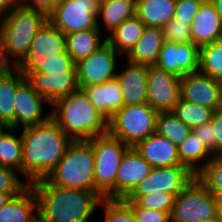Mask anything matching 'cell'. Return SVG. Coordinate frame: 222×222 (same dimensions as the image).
<instances>
[{"instance_id":"cell-1","label":"cell","mask_w":222,"mask_h":222,"mask_svg":"<svg viewBox=\"0 0 222 222\" xmlns=\"http://www.w3.org/2000/svg\"><path fill=\"white\" fill-rule=\"evenodd\" d=\"M22 129V176L31 184L52 172L73 140L52 118Z\"/></svg>"},{"instance_id":"cell-2","label":"cell","mask_w":222,"mask_h":222,"mask_svg":"<svg viewBox=\"0 0 222 222\" xmlns=\"http://www.w3.org/2000/svg\"><path fill=\"white\" fill-rule=\"evenodd\" d=\"M31 185L38 198L39 222H89L102 200L93 191L57 187L46 179Z\"/></svg>"},{"instance_id":"cell-3","label":"cell","mask_w":222,"mask_h":222,"mask_svg":"<svg viewBox=\"0 0 222 222\" xmlns=\"http://www.w3.org/2000/svg\"><path fill=\"white\" fill-rule=\"evenodd\" d=\"M51 108V118L73 141L90 140L108 133V121L80 88L55 100Z\"/></svg>"},{"instance_id":"cell-4","label":"cell","mask_w":222,"mask_h":222,"mask_svg":"<svg viewBox=\"0 0 222 222\" xmlns=\"http://www.w3.org/2000/svg\"><path fill=\"white\" fill-rule=\"evenodd\" d=\"M95 157L88 140L73 141L52 172L45 178L51 185L96 193Z\"/></svg>"},{"instance_id":"cell-5","label":"cell","mask_w":222,"mask_h":222,"mask_svg":"<svg viewBox=\"0 0 222 222\" xmlns=\"http://www.w3.org/2000/svg\"><path fill=\"white\" fill-rule=\"evenodd\" d=\"M47 20L43 12L21 4L0 19V36L16 64L28 53L34 37Z\"/></svg>"},{"instance_id":"cell-6","label":"cell","mask_w":222,"mask_h":222,"mask_svg":"<svg viewBox=\"0 0 222 222\" xmlns=\"http://www.w3.org/2000/svg\"><path fill=\"white\" fill-rule=\"evenodd\" d=\"M158 113L148 103L124 105L108 121V134L134 147L156 133Z\"/></svg>"},{"instance_id":"cell-7","label":"cell","mask_w":222,"mask_h":222,"mask_svg":"<svg viewBox=\"0 0 222 222\" xmlns=\"http://www.w3.org/2000/svg\"><path fill=\"white\" fill-rule=\"evenodd\" d=\"M88 141L95 157L96 194L102 199H116L117 171L123 155L130 147L108 133Z\"/></svg>"},{"instance_id":"cell-8","label":"cell","mask_w":222,"mask_h":222,"mask_svg":"<svg viewBox=\"0 0 222 222\" xmlns=\"http://www.w3.org/2000/svg\"><path fill=\"white\" fill-rule=\"evenodd\" d=\"M217 220L215 196L196 178L175 196L170 222H212Z\"/></svg>"},{"instance_id":"cell-9","label":"cell","mask_w":222,"mask_h":222,"mask_svg":"<svg viewBox=\"0 0 222 222\" xmlns=\"http://www.w3.org/2000/svg\"><path fill=\"white\" fill-rule=\"evenodd\" d=\"M95 0H59L48 20L64 35L98 28Z\"/></svg>"},{"instance_id":"cell-10","label":"cell","mask_w":222,"mask_h":222,"mask_svg":"<svg viewBox=\"0 0 222 222\" xmlns=\"http://www.w3.org/2000/svg\"><path fill=\"white\" fill-rule=\"evenodd\" d=\"M195 175L183 165L152 168L150 174L139 183L124 201H136L140 196L164 192L177 196Z\"/></svg>"},{"instance_id":"cell-11","label":"cell","mask_w":222,"mask_h":222,"mask_svg":"<svg viewBox=\"0 0 222 222\" xmlns=\"http://www.w3.org/2000/svg\"><path fill=\"white\" fill-rule=\"evenodd\" d=\"M65 51V35L47 20L34 37L28 53L17 64V69L24 77H27L35 72V61L58 58V55Z\"/></svg>"},{"instance_id":"cell-12","label":"cell","mask_w":222,"mask_h":222,"mask_svg":"<svg viewBox=\"0 0 222 222\" xmlns=\"http://www.w3.org/2000/svg\"><path fill=\"white\" fill-rule=\"evenodd\" d=\"M120 55L107 41L96 51L76 62L78 88L103 84L116 78V56Z\"/></svg>"},{"instance_id":"cell-13","label":"cell","mask_w":222,"mask_h":222,"mask_svg":"<svg viewBox=\"0 0 222 222\" xmlns=\"http://www.w3.org/2000/svg\"><path fill=\"white\" fill-rule=\"evenodd\" d=\"M147 103L158 112L172 111L181 98V77L148 65Z\"/></svg>"},{"instance_id":"cell-14","label":"cell","mask_w":222,"mask_h":222,"mask_svg":"<svg viewBox=\"0 0 222 222\" xmlns=\"http://www.w3.org/2000/svg\"><path fill=\"white\" fill-rule=\"evenodd\" d=\"M181 99L210 109L222 108V81L200 73L185 74L181 78Z\"/></svg>"},{"instance_id":"cell-15","label":"cell","mask_w":222,"mask_h":222,"mask_svg":"<svg viewBox=\"0 0 222 222\" xmlns=\"http://www.w3.org/2000/svg\"><path fill=\"white\" fill-rule=\"evenodd\" d=\"M155 66L181 78L195 73L199 69V48L193 43L165 41Z\"/></svg>"},{"instance_id":"cell-16","label":"cell","mask_w":222,"mask_h":222,"mask_svg":"<svg viewBox=\"0 0 222 222\" xmlns=\"http://www.w3.org/2000/svg\"><path fill=\"white\" fill-rule=\"evenodd\" d=\"M14 103L15 130L20 125L23 126L22 128L35 126L51 118V112L43 114V104H48L49 107L51 104L33 88L27 79L17 87Z\"/></svg>"},{"instance_id":"cell-17","label":"cell","mask_w":222,"mask_h":222,"mask_svg":"<svg viewBox=\"0 0 222 222\" xmlns=\"http://www.w3.org/2000/svg\"><path fill=\"white\" fill-rule=\"evenodd\" d=\"M152 166L130 147L122 157L116 178V199L127 198L151 172Z\"/></svg>"},{"instance_id":"cell-18","label":"cell","mask_w":222,"mask_h":222,"mask_svg":"<svg viewBox=\"0 0 222 222\" xmlns=\"http://www.w3.org/2000/svg\"><path fill=\"white\" fill-rule=\"evenodd\" d=\"M26 79L50 104L79 89L76 73L46 74L37 71L30 73Z\"/></svg>"},{"instance_id":"cell-19","label":"cell","mask_w":222,"mask_h":222,"mask_svg":"<svg viewBox=\"0 0 222 222\" xmlns=\"http://www.w3.org/2000/svg\"><path fill=\"white\" fill-rule=\"evenodd\" d=\"M126 62L125 68L117 71L116 75L124 105L147 103L148 65Z\"/></svg>"},{"instance_id":"cell-20","label":"cell","mask_w":222,"mask_h":222,"mask_svg":"<svg viewBox=\"0 0 222 222\" xmlns=\"http://www.w3.org/2000/svg\"><path fill=\"white\" fill-rule=\"evenodd\" d=\"M133 148L152 168L181 165L178 147L158 133L139 141Z\"/></svg>"},{"instance_id":"cell-21","label":"cell","mask_w":222,"mask_h":222,"mask_svg":"<svg viewBox=\"0 0 222 222\" xmlns=\"http://www.w3.org/2000/svg\"><path fill=\"white\" fill-rule=\"evenodd\" d=\"M191 36L192 43L198 48L222 38V19L210 0L203 1L200 5L199 11L191 23Z\"/></svg>"},{"instance_id":"cell-22","label":"cell","mask_w":222,"mask_h":222,"mask_svg":"<svg viewBox=\"0 0 222 222\" xmlns=\"http://www.w3.org/2000/svg\"><path fill=\"white\" fill-rule=\"evenodd\" d=\"M0 222H39L38 198L31 184L0 208Z\"/></svg>"},{"instance_id":"cell-23","label":"cell","mask_w":222,"mask_h":222,"mask_svg":"<svg viewBox=\"0 0 222 222\" xmlns=\"http://www.w3.org/2000/svg\"><path fill=\"white\" fill-rule=\"evenodd\" d=\"M80 89L84 91L92 105L107 121L124 106L123 94L117 78L103 84L84 86Z\"/></svg>"},{"instance_id":"cell-24","label":"cell","mask_w":222,"mask_h":222,"mask_svg":"<svg viewBox=\"0 0 222 222\" xmlns=\"http://www.w3.org/2000/svg\"><path fill=\"white\" fill-rule=\"evenodd\" d=\"M164 42L162 28L145 27L141 38L125 55V59H127L125 61L136 64L155 65Z\"/></svg>"},{"instance_id":"cell-25","label":"cell","mask_w":222,"mask_h":222,"mask_svg":"<svg viewBox=\"0 0 222 222\" xmlns=\"http://www.w3.org/2000/svg\"><path fill=\"white\" fill-rule=\"evenodd\" d=\"M177 0H136L135 15L146 27L162 28L174 18Z\"/></svg>"},{"instance_id":"cell-26","label":"cell","mask_w":222,"mask_h":222,"mask_svg":"<svg viewBox=\"0 0 222 222\" xmlns=\"http://www.w3.org/2000/svg\"><path fill=\"white\" fill-rule=\"evenodd\" d=\"M145 25L134 15L109 32L106 41L122 56H125L141 38Z\"/></svg>"},{"instance_id":"cell-27","label":"cell","mask_w":222,"mask_h":222,"mask_svg":"<svg viewBox=\"0 0 222 222\" xmlns=\"http://www.w3.org/2000/svg\"><path fill=\"white\" fill-rule=\"evenodd\" d=\"M101 36L99 28L68 33L65 35L66 51L74 62H78L88 57L106 42V39L102 40Z\"/></svg>"},{"instance_id":"cell-28","label":"cell","mask_w":222,"mask_h":222,"mask_svg":"<svg viewBox=\"0 0 222 222\" xmlns=\"http://www.w3.org/2000/svg\"><path fill=\"white\" fill-rule=\"evenodd\" d=\"M136 0H108L98 5L97 25L100 30L101 22L107 32H111L115 27L119 26L126 19L135 15Z\"/></svg>"},{"instance_id":"cell-29","label":"cell","mask_w":222,"mask_h":222,"mask_svg":"<svg viewBox=\"0 0 222 222\" xmlns=\"http://www.w3.org/2000/svg\"><path fill=\"white\" fill-rule=\"evenodd\" d=\"M25 79L17 68L0 76V121L9 123L14 130L16 89Z\"/></svg>"},{"instance_id":"cell-30","label":"cell","mask_w":222,"mask_h":222,"mask_svg":"<svg viewBox=\"0 0 222 222\" xmlns=\"http://www.w3.org/2000/svg\"><path fill=\"white\" fill-rule=\"evenodd\" d=\"M178 156L181 165L196 175L213 157L203 142L191 133L179 146Z\"/></svg>"},{"instance_id":"cell-31","label":"cell","mask_w":222,"mask_h":222,"mask_svg":"<svg viewBox=\"0 0 222 222\" xmlns=\"http://www.w3.org/2000/svg\"><path fill=\"white\" fill-rule=\"evenodd\" d=\"M156 133L178 147L192 133V128L180 121L171 111L159 112Z\"/></svg>"},{"instance_id":"cell-32","label":"cell","mask_w":222,"mask_h":222,"mask_svg":"<svg viewBox=\"0 0 222 222\" xmlns=\"http://www.w3.org/2000/svg\"><path fill=\"white\" fill-rule=\"evenodd\" d=\"M215 110L179 99L171 111L180 121L190 128L201 126L211 121Z\"/></svg>"},{"instance_id":"cell-33","label":"cell","mask_w":222,"mask_h":222,"mask_svg":"<svg viewBox=\"0 0 222 222\" xmlns=\"http://www.w3.org/2000/svg\"><path fill=\"white\" fill-rule=\"evenodd\" d=\"M198 71L222 81V39L199 48Z\"/></svg>"},{"instance_id":"cell-34","label":"cell","mask_w":222,"mask_h":222,"mask_svg":"<svg viewBox=\"0 0 222 222\" xmlns=\"http://www.w3.org/2000/svg\"><path fill=\"white\" fill-rule=\"evenodd\" d=\"M12 131L11 128L0 140V165L22 173V136H15Z\"/></svg>"},{"instance_id":"cell-35","label":"cell","mask_w":222,"mask_h":222,"mask_svg":"<svg viewBox=\"0 0 222 222\" xmlns=\"http://www.w3.org/2000/svg\"><path fill=\"white\" fill-rule=\"evenodd\" d=\"M195 177L214 196L222 195V155H213Z\"/></svg>"},{"instance_id":"cell-36","label":"cell","mask_w":222,"mask_h":222,"mask_svg":"<svg viewBox=\"0 0 222 222\" xmlns=\"http://www.w3.org/2000/svg\"><path fill=\"white\" fill-rule=\"evenodd\" d=\"M101 206L105 210L100 222H135L132 208L123 199L103 198L98 207Z\"/></svg>"},{"instance_id":"cell-37","label":"cell","mask_w":222,"mask_h":222,"mask_svg":"<svg viewBox=\"0 0 222 222\" xmlns=\"http://www.w3.org/2000/svg\"><path fill=\"white\" fill-rule=\"evenodd\" d=\"M76 62L65 51L58 55V58L49 61H35V72L46 74L53 73H76Z\"/></svg>"},{"instance_id":"cell-38","label":"cell","mask_w":222,"mask_h":222,"mask_svg":"<svg viewBox=\"0 0 222 222\" xmlns=\"http://www.w3.org/2000/svg\"><path fill=\"white\" fill-rule=\"evenodd\" d=\"M174 200L175 195L164 192H156L140 196L134 202L140 207L171 213Z\"/></svg>"},{"instance_id":"cell-39","label":"cell","mask_w":222,"mask_h":222,"mask_svg":"<svg viewBox=\"0 0 222 222\" xmlns=\"http://www.w3.org/2000/svg\"><path fill=\"white\" fill-rule=\"evenodd\" d=\"M164 40L177 43H192L191 25L173 18L162 27Z\"/></svg>"},{"instance_id":"cell-40","label":"cell","mask_w":222,"mask_h":222,"mask_svg":"<svg viewBox=\"0 0 222 222\" xmlns=\"http://www.w3.org/2000/svg\"><path fill=\"white\" fill-rule=\"evenodd\" d=\"M133 210L135 222H170V213L138 206L134 201H125Z\"/></svg>"},{"instance_id":"cell-41","label":"cell","mask_w":222,"mask_h":222,"mask_svg":"<svg viewBox=\"0 0 222 222\" xmlns=\"http://www.w3.org/2000/svg\"><path fill=\"white\" fill-rule=\"evenodd\" d=\"M27 185L18 178L15 170L0 165V192H20Z\"/></svg>"},{"instance_id":"cell-42","label":"cell","mask_w":222,"mask_h":222,"mask_svg":"<svg viewBox=\"0 0 222 222\" xmlns=\"http://www.w3.org/2000/svg\"><path fill=\"white\" fill-rule=\"evenodd\" d=\"M203 0H177L174 18L191 25Z\"/></svg>"},{"instance_id":"cell-43","label":"cell","mask_w":222,"mask_h":222,"mask_svg":"<svg viewBox=\"0 0 222 222\" xmlns=\"http://www.w3.org/2000/svg\"><path fill=\"white\" fill-rule=\"evenodd\" d=\"M211 124L212 129V154L222 155V108L216 109L213 113Z\"/></svg>"},{"instance_id":"cell-44","label":"cell","mask_w":222,"mask_h":222,"mask_svg":"<svg viewBox=\"0 0 222 222\" xmlns=\"http://www.w3.org/2000/svg\"><path fill=\"white\" fill-rule=\"evenodd\" d=\"M58 1L59 0H20V4L49 16L55 10Z\"/></svg>"},{"instance_id":"cell-45","label":"cell","mask_w":222,"mask_h":222,"mask_svg":"<svg viewBox=\"0 0 222 222\" xmlns=\"http://www.w3.org/2000/svg\"><path fill=\"white\" fill-rule=\"evenodd\" d=\"M212 129L211 122L205 123L201 126L192 128V133L197 136L204 146L212 153Z\"/></svg>"},{"instance_id":"cell-46","label":"cell","mask_w":222,"mask_h":222,"mask_svg":"<svg viewBox=\"0 0 222 222\" xmlns=\"http://www.w3.org/2000/svg\"><path fill=\"white\" fill-rule=\"evenodd\" d=\"M16 68L17 64L9 56L3 39L0 36V76L10 73Z\"/></svg>"},{"instance_id":"cell-47","label":"cell","mask_w":222,"mask_h":222,"mask_svg":"<svg viewBox=\"0 0 222 222\" xmlns=\"http://www.w3.org/2000/svg\"><path fill=\"white\" fill-rule=\"evenodd\" d=\"M20 4V0H0V19L4 18Z\"/></svg>"},{"instance_id":"cell-48","label":"cell","mask_w":222,"mask_h":222,"mask_svg":"<svg viewBox=\"0 0 222 222\" xmlns=\"http://www.w3.org/2000/svg\"><path fill=\"white\" fill-rule=\"evenodd\" d=\"M19 192H0V208L4 206L12 196L17 195Z\"/></svg>"},{"instance_id":"cell-49","label":"cell","mask_w":222,"mask_h":222,"mask_svg":"<svg viewBox=\"0 0 222 222\" xmlns=\"http://www.w3.org/2000/svg\"><path fill=\"white\" fill-rule=\"evenodd\" d=\"M11 129V125L5 121H0V140L8 133Z\"/></svg>"},{"instance_id":"cell-50","label":"cell","mask_w":222,"mask_h":222,"mask_svg":"<svg viewBox=\"0 0 222 222\" xmlns=\"http://www.w3.org/2000/svg\"><path fill=\"white\" fill-rule=\"evenodd\" d=\"M217 202V219L222 222V195L215 196Z\"/></svg>"},{"instance_id":"cell-51","label":"cell","mask_w":222,"mask_h":222,"mask_svg":"<svg viewBox=\"0 0 222 222\" xmlns=\"http://www.w3.org/2000/svg\"><path fill=\"white\" fill-rule=\"evenodd\" d=\"M215 6L217 14L222 19V0H210Z\"/></svg>"},{"instance_id":"cell-52","label":"cell","mask_w":222,"mask_h":222,"mask_svg":"<svg viewBox=\"0 0 222 222\" xmlns=\"http://www.w3.org/2000/svg\"><path fill=\"white\" fill-rule=\"evenodd\" d=\"M96 2H97V4L99 5V4H102V3H105V2H107L108 0H95Z\"/></svg>"}]
</instances>
